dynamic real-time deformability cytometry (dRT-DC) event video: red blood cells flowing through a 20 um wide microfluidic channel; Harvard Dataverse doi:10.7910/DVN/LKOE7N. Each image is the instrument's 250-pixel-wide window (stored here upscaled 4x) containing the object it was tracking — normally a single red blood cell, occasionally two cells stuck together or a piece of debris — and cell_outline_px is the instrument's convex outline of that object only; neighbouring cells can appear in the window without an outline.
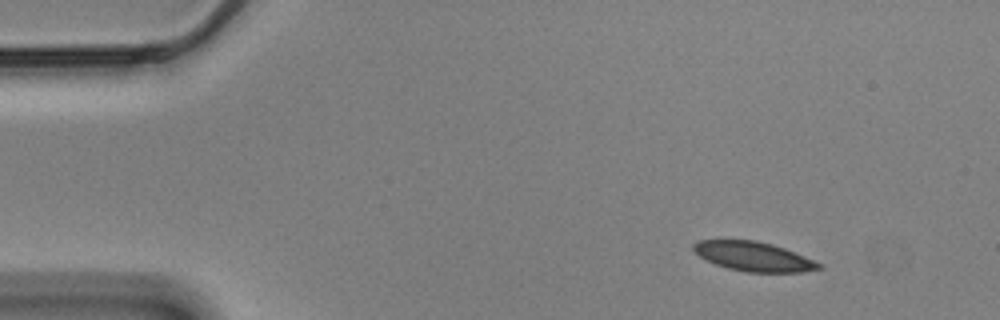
{"species": "Egyptian fruit bat (a non-hibernating species)", "species_latin": "Rousettus aegyptiacus", "temperature_condition": "cold", "stored_images_in_passage": 12, "camera_frame_rate_fps": 3000, "um_per_image_px": 0.085, "animal": {"sex": "male"}, "frame": {"image": 1, "passage_image": 1, "time_ms": 0.0, "image_size_px": [1000, 320], "cell_outline_px": [[824, 268], [800, 272], [744, 272], [728, 268], [716, 264], [700, 256], [692, 248], [692, 244], [700, 240], [756, 240], [772, 244], [784, 248], [824, 264]], "centroid_in_image_um": [64.09, 21.8], "position_along_channel_um": 20.9, "area_um2": 21.39}}
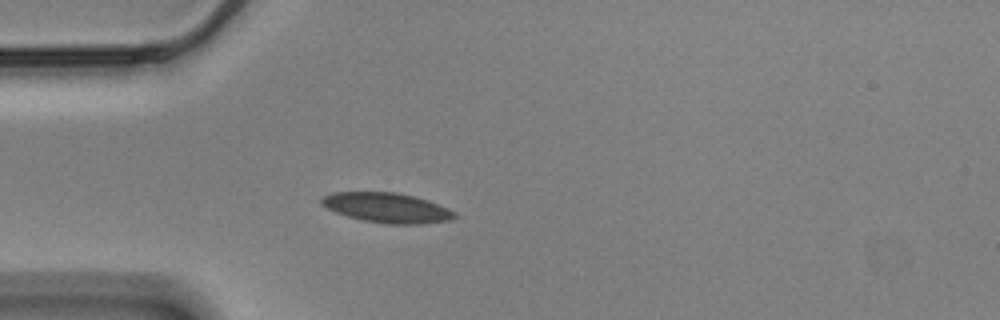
{"frame": {"image": 2, "passage_image": 10, "time_ms": 3.0, "image_size_px": [1000, 320], "cell_outline_px": [[460, 216], [452, 220], [420, 224], [388, 224], [364, 220], [348, 216], [336, 212], [320, 204], [320, 200], [324, 196], [332, 192], [396, 192], [416, 196], [428, 200], [448, 208], [456, 212]], "centroid_in_image_um": [32.95, 17.65], "position_along_channel_um": 52.1, "area_um2": 23.29}}